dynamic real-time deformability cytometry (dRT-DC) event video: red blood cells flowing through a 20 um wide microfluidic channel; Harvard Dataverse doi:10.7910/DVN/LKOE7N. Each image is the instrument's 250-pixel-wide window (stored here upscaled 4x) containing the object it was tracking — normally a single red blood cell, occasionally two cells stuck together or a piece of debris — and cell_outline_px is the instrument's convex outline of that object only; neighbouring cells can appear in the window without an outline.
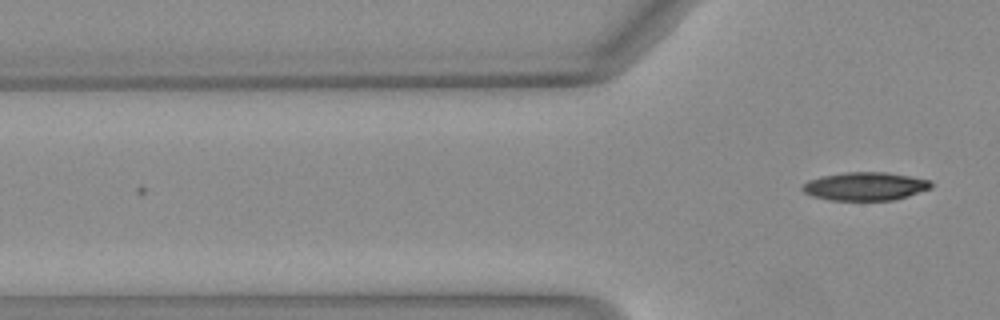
{"species": "Egyptian fruit bat (a non-hibernating species)", "species_latin": "Rousettus aegyptiacus", "temperature_condition": "warm", "stored_images_in_passage": 4, "camera_frame_rate_fps": 3000, "um_per_image_px": 0.085, "animal": {"sex": "female"}, "frame": {"image": 1, "passage_image": 4, "time_ms": 1.0, "image_size_px": [1000, 320], "cell_outline_px": [[932, 188], [892, 200], [832, 200], [812, 196], [804, 192], [800, 188], [808, 180], [820, 176], [844, 172], [884, 172], [932, 180]], "centroid_in_image_um": [73.51, 15.83], "position_along_channel_um": 52.3, "area_um2": 21.1}}